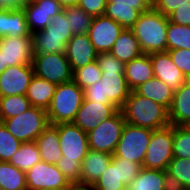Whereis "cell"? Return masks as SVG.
<instances>
[{"label": "cell", "instance_id": "obj_38", "mask_svg": "<svg viewBox=\"0 0 190 190\" xmlns=\"http://www.w3.org/2000/svg\"><path fill=\"white\" fill-rule=\"evenodd\" d=\"M21 143L0 122V161L9 162L13 154L19 149Z\"/></svg>", "mask_w": 190, "mask_h": 190}, {"label": "cell", "instance_id": "obj_44", "mask_svg": "<svg viewBox=\"0 0 190 190\" xmlns=\"http://www.w3.org/2000/svg\"><path fill=\"white\" fill-rule=\"evenodd\" d=\"M96 61L101 71H124L125 64L110 52L98 53Z\"/></svg>", "mask_w": 190, "mask_h": 190}, {"label": "cell", "instance_id": "obj_10", "mask_svg": "<svg viewBox=\"0 0 190 190\" xmlns=\"http://www.w3.org/2000/svg\"><path fill=\"white\" fill-rule=\"evenodd\" d=\"M57 130L64 160L82 163L89 151L87 133L73 122L57 124Z\"/></svg>", "mask_w": 190, "mask_h": 190}, {"label": "cell", "instance_id": "obj_35", "mask_svg": "<svg viewBox=\"0 0 190 190\" xmlns=\"http://www.w3.org/2000/svg\"><path fill=\"white\" fill-rule=\"evenodd\" d=\"M64 10L73 35L88 34L93 17L78 6L65 7Z\"/></svg>", "mask_w": 190, "mask_h": 190}, {"label": "cell", "instance_id": "obj_41", "mask_svg": "<svg viewBox=\"0 0 190 190\" xmlns=\"http://www.w3.org/2000/svg\"><path fill=\"white\" fill-rule=\"evenodd\" d=\"M56 166L71 184L79 183L81 173V163L79 161L64 160V157L62 156Z\"/></svg>", "mask_w": 190, "mask_h": 190}, {"label": "cell", "instance_id": "obj_49", "mask_svg": "<svg viewBox=\"0 0 190 190\" xmlns=\"http://www.w3.org/2000/svg\"><path fill=\"white\" fill-rule=\"evenodd\" d=\"M20 7L15 3V0H0V9L16 10Z\"/></svg>", "mask_w": 190, "mask_h": 190}, {"label": "cell", "instance_id": "obj_27", "mask_svg": "<svg viewBox=\"0 0 190 190\" xmlns=\"http://www.w3.org/2000/svg\"><path fill=\"white\" fill-rule=\"evenodd\" d=\"M134 91L143 97L163 105L168 110L172 104L174 96V91L156 77H153L145 83L139 85L134 89Z\"/></svg>", "mask_w": 190, "mask_h": 190}, {"label": "cell", "instance_id": "obj_5", "mask_svg": "<svg viewBox=\"0 0 190 190\" xmlns=\"http://www.w3.org/2000/svg\"><path fill=\"white\" fill-rule=\"evenodd\" d=\"M2 123L22 143L35 141L49 125L47 110L33 106L15 117L4 119Z\"/></svg>", "mask_w": 190, "mask_h": 190}, {"label": "cell", "instance_id": "obj_26", "mask_svg": "<svg viewBox=\"0 0 190 190\" xmlns=\"http://www.w3.org/2000/svg\"><path fill=\"white\" fill-rule=\"evenodd\" d=\"M55 88V84L34 75L25 96L33 107L47 110L54 96Z\"/></svg>", "mask_w": 190, "mask_h": 190}, {"label": "cell", "instance_id": "obj_24", "mask_svg": "<svg viewBox=\"0 0 190 190\" xmlns=\"http://www.w3.org/2000/svg\"><path fill=\"white\" fill-rule=\"evenodd\" d=\"M32 35L27 26L23 8L16 10L0 9V38Z\"/></svg>", "mask_w": 190, "mask_h": 190}, {"label": "cell", "instance_id": "obj_4", "mask_svg": "<svg viewBox=\"0 0 190 190\" xmlns=\"http://www.w3.org/2000/svg\"><path fill=\"white\" fill-rule=\"evenodd\" d=\"M83 100L84 90L73 80L56 85L51 104L47 109L49 124L73 122Z\"/></svg>", "mask_w": 190, "mask_h": 190}, {"label": "cell", "instance_id": "obj_20", "mask_svg": "<svg viewBox=\"0 0 190 190\" xmlns=\"http://www.w3.org/2000/svg\"><path fill=\"white\" fill-rule=\"evenodd\" d=\"M112 154L89 149L81 163L79 183L93 185L112 160Z\"/></svg>", "mask_w": 190, "mask_h": 190}, {"label": "cell", "instance_id": "obj_8", "mask_svg": "<svg viewBox=\"0 0 190 190\" xmlns=\"http://www.w3.org/2000/svg\"><path fill=\"white\" fill-rule=\"evenodd\" d=\"M34 75L55 85L73 80V71L65 53L33 54Z\"/></svg>", "mask_w": 190, "mask_h": 190}, {"label": "cell", "instance_id": "obj_33", "mask_svg": "<svg viewBox=\"0 0 190 190\" xmlns=\"http://www.w3.org/2000/svg\"><path fill=\"white\" fill-rule=\"evenodd\" d=\"M31 107L32 105L25 95L0 97V122L15 117Z\"/></svg>", "mask_w": 190, "mask_h": 190}, {"label": "cell", "instance_id": "obj_18", "mask_svg": "<svg viewBox=\"0 0 190 190\" xmlns=\"http://www.w3.org/2000/svg\"><path fill=\"white\" fill-rule=\"evenodd\" d=\"M150 57L154 77L159 78L173 91H176L188 80L172 61L167 51L151 53Z\"/></svg>", "mask_w": 190, "mask_h": 190}, {"label": "cell", "instance_id": "obj_6", "mask_svg": "<svg viewBox=\"0 0 190 190\" xmlns=\"http://www.w3.org/2000/svg\"><path fill=\"white\" fill-rule=\"evenodd\" d=\"M152 132L151 129L126 123L113 156L143 165Z\"/></svg>", "mask_w": 190, "mask_h": 190}, {"label": "cell", "instance_id": "obj_34", "mask_svg": "<svg viewBox=\"0 0 190 190\" xmlns=\"http://www.w3.org/2000/svg\"><path fill=\"white\" fill-rule=\"evenodd\" d=\"M166 51L190 49V26L179 25L168 20Z\"/></svg>", "mask_w": 190, "mask_h": 190}, {"label": "cell", "instance_id": "obj_12", "mask_svg": "<svg viewBox=\"0 0 190 190\" xmlns=\"http://www.w3.org/2000/svg\"><path fill=\"white\" fill-rule=\"evenodd\" d=\"M153 7L149 0H107L104 15L130 29L142 12Z\"/></svg>", "mask_w": 190, "mask_h": 190}, {"label": "cell", "instance_id": "obj_53", "mask_svg": "<svg viewBox=\"0 0 190 190\" xmlns=\"http://www.w3.org/2000/svg\"><path fill=\"white\" fill-rule=\"evenodd\" d=\"M7 65H4L3 53L0 52V74L7 68Z\"/></svg>", "mask_w": 190, "mask_h": 190}, {"label": "cell", "instance_id": "obj_2", "mask_svg": "<svg viewBox=\"0 0 190 190\" xmlns=\"http://www.w3.org/2000/svg\"><path fill=\"white\" fill-rule=\"evenodd\" d=\"M168 16H164L153 7L142 12L130 28L138 40L143 54L166 51Z\"/></svg>", "mask_w": 190, "mask_h": 190}, {"label": "cell", "instance_id": "obj_50", "mask_svg": "<svg viewBox=\"0 0 190 190\" xmlns=\"http://www.w3.org/2000/svg\"><path fill=\"white\" fill-rule=\"evenodd\" d=\"M66 190H94L92 185L73 183Z\"/></svg>", "mask_w": 190, "mask_h": 190}, {"label": "cell", "instance_id": "obj_56", "mask_svg": "<svg viewBox=\"0 0 190 190\" xmlns=\"http://www.w3.org/2000/svg\"><path fill=\"white\" fill-rule=\"evenodd\" d=\"M186 127L190 130V123L186 125Z\"/></svg>", "mask_w": 190, "mask_h": 190}, {"label": "cell", "instance_id": "obj_28", "mask_svg": "<svg viewBox=\"0 0 190 190\" xmlns=\"http://www.w3.org/2000/svg\"><path fill=\"white\" fill-rule=\"evenodd\" d=\"M110 53L124 64L143 54L137 38L130 29H124L121 32Z\"/></svg>", "mask_w": 190, "mask_h": 190}, {"label": "cell", "instance_id": "obj_21", "mask_svg": "<svg viewBox=\"0 0 190 190\" xmlns=\"http://www.w3.org/2000/svg\"><path fill=\"white\" fill-rule=\"evenodd\" d=\"M168 112L170 125L186 126L190 123V80L174 91Z\"/></svg>", "mask_w": 190, "mask_h": 190}, {"label": "cell", "instance_id": "obj_46", "mask_svg": "<svg viewBox=\"0 0 190 190\" xmlns=\"http://www.w3.org/2000/svg\"><path fill=\"white\" fill-rule=\"evenodd\" d=\"M168 20L179 25L190 26V2L171 12Z\"/></svg>", "mask_w": 190, "mask_h": 190}, {"label": "cell", "instance_id": "obj_29", "mask_svg": "<svg viewBox=\"0 0 190 190\" xmlns=\"http://www.w3.org/2000/svg\"><path fill=\"white\" fill-rule=\"evenodd\" d=\"M94 190H127L121 180L120 162L112 156L110 164L92 185Z\"/></svg>", "mask_w": 190, "mask_h": 190}, {"label": "cell", "instance_id": "obj_31", "mask_svg": "<svg viewBox=\"0 0 190 190\" xmlns=\"http://www.w3.org/2000/svg\"><path fill=\"white\" fill-rule=\"evenodd\" d=\"M41 160L40 152L35 141L21 143L17 152L13 154L9 163L21 171L27 172Z\"/></svg>", "mask_w": 190, "mask_h": 190}, {"label": "cell", "instance_id": "obj_40", "mask_svg": "<svg viewBox=\"0 0 190 190\" xmlns=\"http://www.w3.org/2000/svg\"><path fill=\"white\" fill-rule=\"evenodd\" d=\"M42 31L56 35H73L69 27V22H67V17L64 9L59 14L54 16L51 23L47 25Z\"/></svg>", "mask_w": 190, "mask_h": 190}, {"label": "cell", "instance_id": "obj_30", "mask_svg": "<svg viewBox=\"0 0 190 190\" xmlns=\"http://www.w3.org/2000/svg\"><path fill=\"white\" fill-rule=\"evenodd\" d=\"M127 190H164V171L142 167Z\"/></svg>", "mask_w": 190, "mask_h": 190}, {"label": "cell", "instance_id": "obj_11", "mask_svg": "<svg viewBox=\"0 0 190 190\" xmlns=\"http://www.w3.org/2000/svg\"><path fill=\"white\" fill-rule=\"evenodd\" d=\"M27 189L66 190L71 183L56 165L43 161L26 172Z\"/></svg>", "mask_w": 190, "mask_h": 190}, {"label": "cell", "instance_id": "obj_55", "mask_svg": "<svg viewBox=\"0 0 190 190\" xmlns=\"http://www.w3.org/2000/svg\"><path fill=\"white\" fill-rule=\"evenodd\" d=\"M27 190H47V189H27Z\"/></svg>", "mask_w": 190, "mask_h": 190}, {"label": "cell", "instance_id": "obj_48", "mask_svg": "<svg viewBox=\"0 0 190 190\" xmlns=\"http://www.w3.org/2000/svg\"><path fill=\"white\" fill-rule=\"evenodd\" d=\"M164 190H187L182 182L167 171H164Z\"/></svg>", "mask_w": 190, "mask_h": 190}, {"label": "cell", "instance_id": "obj_37", "mask_svg": "<svg viewBox=\"0 0 190 190\" xmlns=\"http://www.w3.org/2000/svg\"><path fill=\"white\" fill-rule=\"evenodd\" d=\"M173 157L190 160V130L186 126H173Z\"/></svg>", "mask_w": 190, "mask_h": 190}, {"label": "cell", "instance_id": "obj_32", "mask_svg": "<svg viewBox=\"0 0 190 190\" xmlns=\"http://www.w3.org/2000/svg\"><path fill=\"white\" fill-rule=\"evenodd\" d=\"M0 185L3 190H27L26 172L9 162L0 161Z\"/></svg>", "mask_w": 190, "mask_h": 190}, {"label": "cell", "instance_id": "obj_3", "mask_svg": "<svg viewBox=\"0 0 190 190\" xmlns=\"http://www.w3.org/2000/svg\"><path fill=\"white\" fill-rule=\"evenodd\" d=\"M130 92L124 71H102L101 79L84 89V99L114 104L120 109Z\"/></svg>", "mask_w": 190, "mask_h": 190}, {"label": "cell", "instance_id": "obj_23", "mask_svg": "<svg viewBox=\"0 0 190 190\" xmlns=\"http://www.w3.org/2000/svg\"><path fill=\"white\" fill-rule=\"evenodd\" d=\"M35 142L43 162L56 165L62 158L57 124H49Z\"/></svg>", "mask_w": 190, "mask_h": 190}, {"label": "cell", "instance_id": "obj_17", "mask_svg": "<svg viewBox=\"0 0 190 190\" xmlns=\"http://www.w3.org/2000/svg\"><path fill=\"white\" fill-rule=\"evenodd\" d=\"M22 8L31 34L43 30L64 9L56 0H34Z\"/></svg>", "mask_w": 190, "mask_h": 190}, {"label": "cell", "instance_id": "obj_51", "mask_svg": "<svg viewBox=\"0 0 190 190\" xmlns=\"http://www.w3.org/2000/svg\"><path fill=\"white\" fill-rule=\"evenodd\" d=\"M63 8L78 6L80 0H56Z\"/></svg>", "mask_w": 190, "mask_h": 190}, {"label": "cell", "instance_id": "obj_14", "mask_svg": "<svg viewBox=\"0 0 190 190\" xmlns=\"http://www.w3.org/2000/svg\"><path fill=\"white\" fill-rule=\"evenodd\" d=\"M0 52L3 53L4 65H30L33 60L32 35L0 38Z\"/></svg>", "mask_w": 190, "mask_h": 190}, {"label": "cell", "instance_id": "obj_9", "mask_svg": "<svg viewBox=\"0 0 190 190\" xmlns=\"http://www.w3.org/2000/svg\"><path fill=\"white\" fill-rule=\"evenodd\" d=\"M173 158V126L153 130L142 167L166 171Z\"/></svg>", "mask_w": 190, "mask_h": 190}, {"label": "cell", "instance_id": "obj_16", "mask_svg": "<svg viewBox=\"0 0 190 190\" xmlns=\"http://www.w3.org/2000/svg\"><path fill=\"white\" fill-rule=\"evenodd\" d=\"M118 110L119 108L114 104H103L84 99L73 123L88 133L95 129L99 125V122L110 118Z\"/></svg>", "mask_w": 190, "mask_h": 190}, {"label": "cell", "instance_id": "obj_54", "mask_svg": "<svg viewBox=\"0 0 190 190\" xmlns=\"http://www.w3.org/2000/svg\"><path fill=\"white\" fill-rule=\"evenodd\" d=\"M149 1L153 5L157 0H149Z\"/></svg>", "mask_w": 190, "mask_h": 190}, {"label": "cell", "instance_id": "obj_22", "mask_svg": "<svg viewBox=\"0 0 190 190\" xmlns=\"http://www.w3.org/2000/svg\"><path fill=\"white\" fill-rule=\"evenodd\" d=\"M124 76L131 91L154 77L150 54H142L125 63Z\"/></svg>", "mask_w": 190, "mask_h": 190}, {"label": "cell", "instance_id": "obj_43", "mask_svg": "<svg viewBox=\"0 0 190 190\" xmlns=\"http://www.w3.org/2000/svg\"><path fill=\"white\" fill-rule=\"evenodd\" d=\"M117 159L120 162L121 180L126 186H128L139 174L142 165L125 158Z\"/></svg>", "mask_w": 190, "mask_h": 190}, {"label": "cell", "instance_id": "obj_39", "mask_svg": "<svg viewBox=\"0 0 190 190\" xmlns=\"http://www.w3.org/2000/svg\"><path fill=\"white\" fill-rule=\"evenodd\" d=\"M166 171L182 182L187 190H190V160L173 157Z\"/></svg>", "mask_w": 190, "mask_h": 190}, {"label": "cell", "instance_id": "obj_15", "mask_svg": "<svg viewBox=\"0 0 190 190\" xmlns=\"http://www.w3.org/2000/svg\"><path fill=\"white\" fill-rule=\"evenodd\" d=\"M33 76L32 64L7 67L0 74V97L26 95Z\"/></svg>", "mask_w": 190, "mask_h": 190}, {"label": "cell", "instance_id": "obj_13", "mask_svg": "<svg viewBox=\"0 0 190 190\" xmlns=\"http://www.w3.org/2000/svg\"><path fill=\"white\" fill-rule=\"evenodd\" d=\"M124 28L106 15L94 17L89 28V38L97 53L110 52Z\"/></svg>", "mask_w": 190, "mask_h": 190}, {"label": "cell", "instance_id": "obj_36", "mask_svg": "<svg viewBox=\"0 0 190 190\" xmlns=\"http://www.w3.org/2000/svg\"><path fill=\"white\" fill-rule=\"evenodd\" d=\"M102 71L97 61L86 64L84 67L73 71V81L82 89L93 85L101 79Z\"/></svg>", "mask_w": 190, "mask_h": 190}, {"label": "cell", "instance_id": "obj_52", "mask_svg": "<svg viewBox=\"0 0 190 190\" xmlns=\"http://www.w3.org/2000/svg\"><path fill=\"white\" fill-rule=\"evenodd\" d=\"M34 0H15V3L20 7H24L26 5H29L31 2H33Z\"/></svg>", "mask_w": 190, "mask_h": 190}, {"label": "cell", "instance_id": "obj_42", "mask_svg": "<svg viewBox=\"0 0 190 190\" xmlns=\"http://www.w3.org/2000/svg\"><path fill=\"white\" fill-rule=\"evenodd\" d=\"M175 63L182 71L183 75L190 80V49H175L167 51Z\"/></svg>", "mask_w": 190, "mask_h": 190}, {"label": "cell", "instance_id": "obj_25", "mask_svg": "<svg viewBox=\"0 0 190 190\" xmlns=\"http://www.w3.org/2000/svg\"><path fill=\"white\" fill-rule=\"evenodd\" d=\"M73 35H56L37 31L32 34L34 54L65 53Z\"/></svg>", "mask_w": 190, "mask_h": 190}, {"label": "cell", "instance_id": "obj_19", "mask_svg": "<svg viewBox=\"0 0 190 190\" xmlns=\"http://www.w3.org/2000/svg\"><path fill=\"white\" fill-rule=\"evenodd\" d=\"M66 57L72 71L92 63L97 58V52L88 34L73 35L66 45Z\"/></svg>", "mask_w": 190, "mask_h": 190}, {"label": "cell", "instance_id": "obj_45", "mask_svg": "<svg viewBox=\"0 0 190 190\" xmlns=\"http://www.w3.org/2000/svg\"><path fill=\"white\" fill-rule=\"evenodd\" d=\"M106 4L107 0H80L78 7L94 18L104 15Z\"/></svg>", "mask_w": 190, "mask_h": 190}, {"label": "cell", "instance_id": "obj_1", "mask_svg": "<svg viewBox=\"0 0 190 190\" xmlns=\"http://www.w3.org/2000/svg\"><path fill=\"white\" fill-rule=\"evenodd\" d=\"M120 110L125 122L134 126L156 130L170 125L166 107L137 94L134 90L130 92Z\"/></svg>", "mask_w": 190, "mask_h": 190}, {"label": "cell", "instance_id": "obj_7", "mask_svg": "<svg viewBox=\"0 0 190 190\" xmlns=\"http://www.w3.org/2000/svg\"><path fill=\"white\" fill-rule=\"evenodd\" d=\"M124 116L119 109L113 116L87 133L89 149L114 154L124 125Z\"/></svg>", "mask_w": 190, "mask_h": 190}, {"label": "cell", "instance_id": "obj_47", "mask_svg": "<svg viewBox=\"0 0 190 190\" xmlns=\"http://www.w3.org/2000/svg\"><path fill=\"white\" fill-rule=\"evenodd\" d=\"M190 0H157L153 4V8L164 16H168L175 9L186 5Z\"/></svg>", "mask_w": 190, "mask_h": 190}]
</instances>
